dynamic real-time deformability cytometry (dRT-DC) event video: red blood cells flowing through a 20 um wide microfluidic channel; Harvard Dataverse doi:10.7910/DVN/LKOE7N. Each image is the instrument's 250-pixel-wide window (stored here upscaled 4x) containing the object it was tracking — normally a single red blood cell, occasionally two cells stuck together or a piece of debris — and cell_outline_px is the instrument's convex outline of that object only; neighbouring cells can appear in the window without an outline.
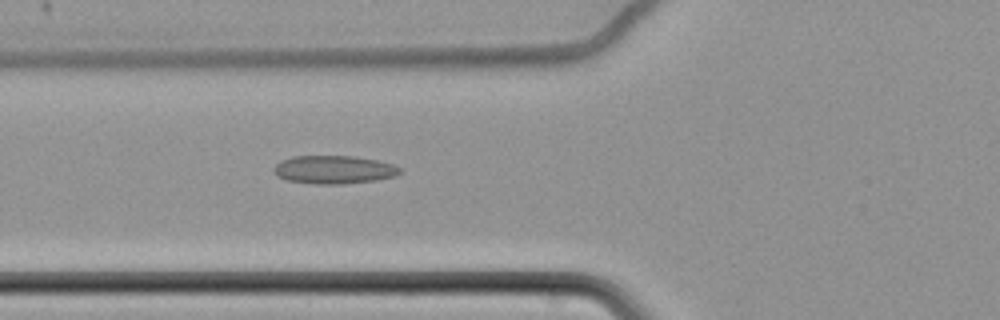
{"species": "common noctule bat (a hibernating species)", "species_latin": "Nyctalus noctula", "temperature_condition": "cold", "stored_images_in_passage": 7, "camera_frame_rate_fps": 3000, "um_per_image_px": 0.085, "animal": {"sex": "female", "body_mass_g": 22.7, "forearm_length_mm": 54.2}, "frame": {"image": 1, "passage_image": 7, "time_ms": 2.0, "image_size_px": [1000, 320], "cell_outline_px": [[400, 172], [396, 176], [376, 180], [344, 184], [312, 184], [288, 180], [276, 176], [272, 172], [272, 168], [280, 160], [292, 156], [356, 156], [376, 160], [392, 164], [400, 168]], "centroid_in_image_um": [28.33, 14.42], "position_along_channel_um": 97.5, "area_um2": 20.92}}